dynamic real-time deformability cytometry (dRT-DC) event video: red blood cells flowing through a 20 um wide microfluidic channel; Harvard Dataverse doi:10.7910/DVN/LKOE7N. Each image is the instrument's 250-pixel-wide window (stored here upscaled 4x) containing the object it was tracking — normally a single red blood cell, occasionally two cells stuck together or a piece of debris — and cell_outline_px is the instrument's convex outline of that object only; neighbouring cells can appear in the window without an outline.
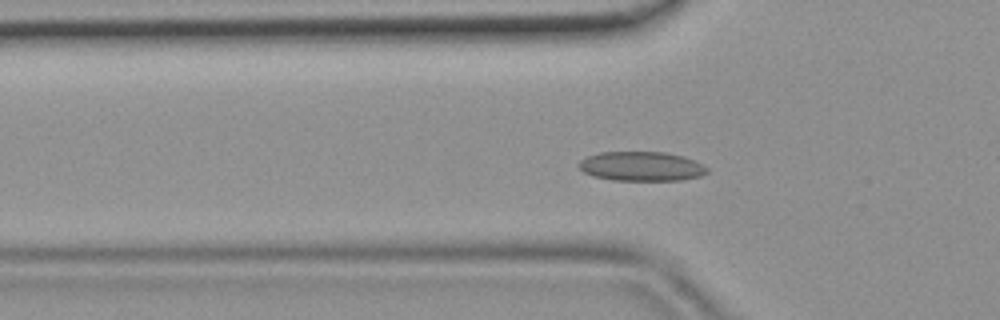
{"species": "common noctule bat (a hibernating species)", "species_latin": "Nyctalus noctula", "temperature_condition": "room temperature", "stored_images_in_passage": 45, "camera_frame_rate_fps": 3000, "um_per_image_px": 0.085, "animal": {"sex": "female", "body_mass_g": 19.9}, "frame": {"image": 1, "passage_image": 13, "time_ms": 4.0, "image_size_px": [1000, 320], "cell_outline_px": [[708, 172], [700, 176], [680, 180], [612, 180], [592, 176], [584, 172], [576, 164], [580, 160], [588, 156], [600, 152], [664, 152], [684, 156], [708, 168]], "centroid_in_image_um": [54.48, 14.14], "position_along_channel_um": 71.3, "area_um2": 21.91}}
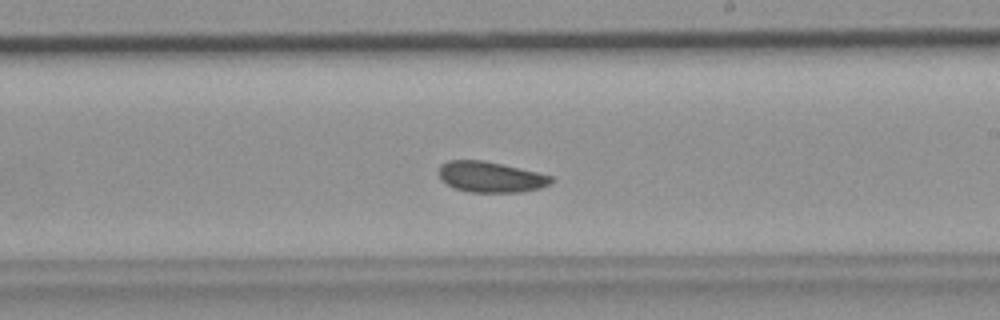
{"frame": {"image": 2, "passage_image": 25, "time_ms": 8.0, "image_size_px": [1000, 320], "cell_outline_px": [[556, 180], [540, 188], [520, 192], [468, 192], [456, 188], [448, 184], [436, 172], [440, 164], [448, 160], [484, 160], [536, 172], [552, 176]], "centroid_in_image_um": [41.69, 15.03], "position_along_channel_um": 247.3, "area_um2": 20.06}}
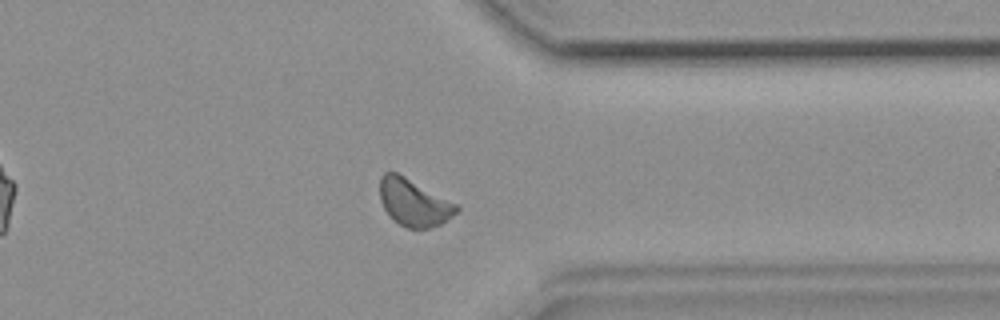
{"frame": {"image": 3, "passage_image": 34, "time_ms": 11.0, "image_size_px": [1000, 320], "cell_outline_px": [[460, 208], [452, 216], [440, 224], [428, 228], [408, 228], [392, 220], [388, 216], [380, 200], [380, 176], [384, 172], [396, 172], [404, 176], [456, 204]], "centroid_in_image_um": [35.13, 17.22], "position_along_channel_um": 376.3, "area_um2": 20.75}}